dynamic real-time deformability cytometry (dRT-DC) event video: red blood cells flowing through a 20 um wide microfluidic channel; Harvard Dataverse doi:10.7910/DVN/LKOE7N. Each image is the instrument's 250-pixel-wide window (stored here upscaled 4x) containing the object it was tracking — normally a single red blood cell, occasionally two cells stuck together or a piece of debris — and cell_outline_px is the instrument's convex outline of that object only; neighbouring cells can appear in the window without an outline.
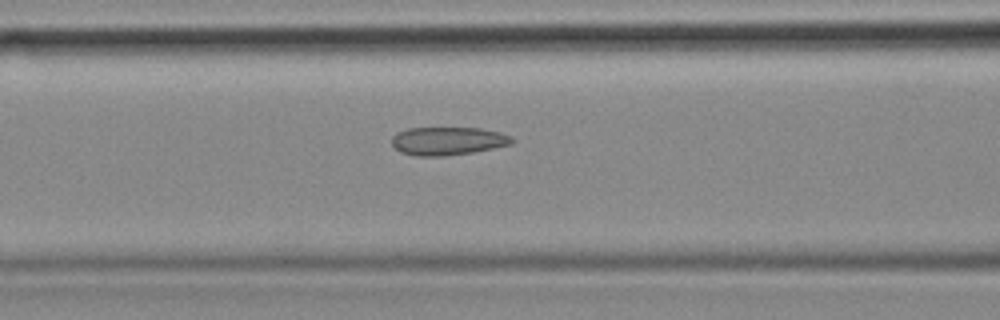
{"species": "common noctule bat (a hibernating species)", "species_latin": "Nyctalus noctula", "temperature_condition": "cold", "stored_images_in_passage": 40, "camera_frame_rate_fps": 3000, "um_per_image_px": 0.085, "animal": {"sex": "female", "body_mass_g": 18.4}, "frame": {"image": 1, "passage_image": 12, "time_ms": 3.667, "image_size_px": [1000, 320], "cell_outline_px": [[516, 140], [512, 144], [472, 152], [444, 156], [416, 156], [400, 152], [392, 144], [392, 136], [396, 132], [408, 128], [480, 128], [500, 132], [512, 136]], "centroid_in_image_um": [38.07, 11.98], "position_along_channel_um": 128.5, "area_um2": 19.83}, "authors_computed_cell_mechanics": {"area_um2": 19.8543, "velocity_mm_per_s": 3.6624, "shape_relaxation_time_tau1_ms": null, "shape_relaxation_time_tau2_ms": 3.392, "deformation_change_tau1": null, "deformation_change_tau2": 0.0957}}